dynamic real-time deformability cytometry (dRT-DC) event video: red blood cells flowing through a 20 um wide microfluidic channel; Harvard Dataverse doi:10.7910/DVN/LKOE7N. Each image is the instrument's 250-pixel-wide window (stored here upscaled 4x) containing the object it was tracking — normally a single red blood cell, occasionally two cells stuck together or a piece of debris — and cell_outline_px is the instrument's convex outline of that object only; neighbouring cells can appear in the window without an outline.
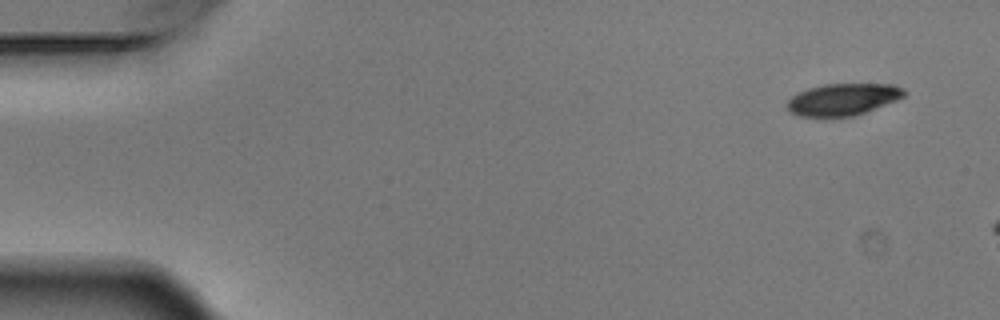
{"species": "Egyptian fruit bat (a non-hibernating species)", "species_latin": "Rousettus aegyptiacus", "temperature_condition": "warm", "stored_images_in_passage": 3, "camera_frame_rate_fps": 3000, "um_per_image_px": 0.085, "animal": {"sex": "male"}, "frame": {"image": 1, "passage_image": 1, "time_ms": 0.0, "image_size_px": [1000, 320], "cell_outline_px": [[908, 92], [904, 96], [896, 100], [864, 112], [852, 116], [800, 116], [788, 112], [788, 100], [792, 96], [808, 88], [824, 84], [892, 84], [904, 88]], "centroid_in_image_um": [71.66, 8.43], "position_along_channel_um": 13.3, "area_um2": 21.5}}